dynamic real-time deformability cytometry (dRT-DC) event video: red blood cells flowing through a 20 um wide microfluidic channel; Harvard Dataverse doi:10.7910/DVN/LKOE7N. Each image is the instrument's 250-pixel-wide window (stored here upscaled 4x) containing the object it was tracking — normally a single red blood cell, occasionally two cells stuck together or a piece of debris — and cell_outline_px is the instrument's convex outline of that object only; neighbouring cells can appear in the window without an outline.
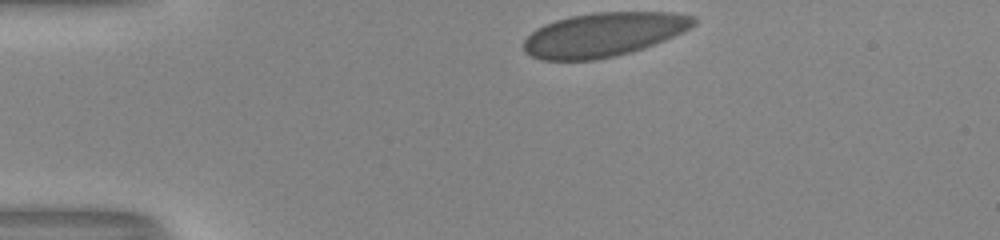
{"species": "human", "species_latin": "Homo sapiens", "temperature_condition": "room temperature", "stored_images_in_passage": 33, "camera_frame_rate_fps": 3000, "um_per_image_px": 0.085, "donor": {"sex": "male"}, "frame": {"image": 1, "passage_image": 1, "time_ms": 0.0, "image_size_px": [1000, 240], "cell_outline_px": [[696, 24], [664, 40], [616, 56], [596, 60], [544, 60], [532, 56], [524, 52], [524, 40], [536, 28], [544, 24], [556, 20], [572, 16], [596, 12], [672, 12], [696, 16]], "centroid_in_image_um": [51.28, 2.93], "position_along_channel_um": 33.7, "area_um2": 43.23}}
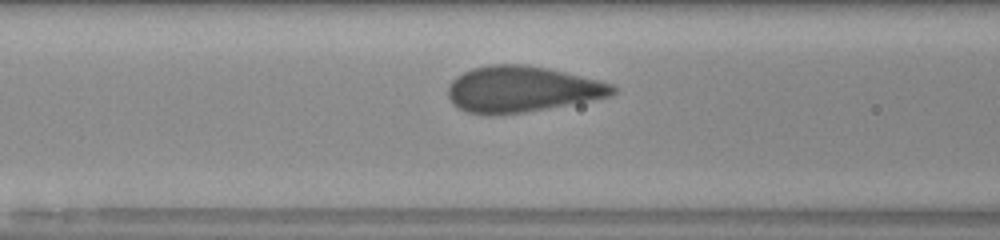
{"frame": {"image": 2, "passage_image": 12, "time_ms": 3.667, "image_size_px": [1000, 240], "cell_outline_px": [[616, 92], [612, 96], [592, 100], [548, 108], [524, 112], [496, 116], [484, 116], [468, 112], [460, 108], [448, 96], [448, 84], [456, 76], [472, 68], [488, 64], [524, 64], [548, 68], [600, 80], [612, 84], [616, 88]], "centroid_in_image_um": [44.36, 7.58], "position_along_channel_um": 122.2, "area_um2": 44.45}}
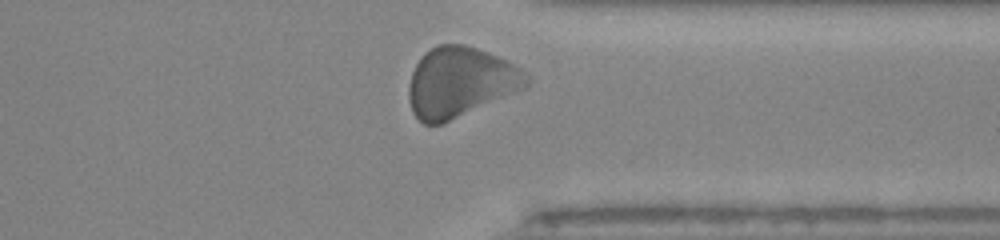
{"frame": {"image": 3, "passage_image": 31, "time_ms": 10.0, "image_size_px": [1000, 240], "cell_outline_px": [[528, 84], [524, 88], [440, 124], [424, 124], [412, 112], [408, 100], [408, 84], [412, 72], [420, 56], [424, 52], [436, 44], [464, 44], [476, 48], [496, 56], [512, 64], [528, 80]], "centroid_in_image_um": [39.01, 6.97], "position_along_channel_um": 372.4, "area_um2": 47.11}, "authors_computed_cell_mechanics": {"area_um2": 43.6968, "velocity_mm_per_s": 3.9742, "shape_relaxation_time_tau1_ms": 2.4587, "shape_relaxation_time_tau2_ms": null, "deformation_change_tau1": 0.0922, "deformation_change_tau2": null}}